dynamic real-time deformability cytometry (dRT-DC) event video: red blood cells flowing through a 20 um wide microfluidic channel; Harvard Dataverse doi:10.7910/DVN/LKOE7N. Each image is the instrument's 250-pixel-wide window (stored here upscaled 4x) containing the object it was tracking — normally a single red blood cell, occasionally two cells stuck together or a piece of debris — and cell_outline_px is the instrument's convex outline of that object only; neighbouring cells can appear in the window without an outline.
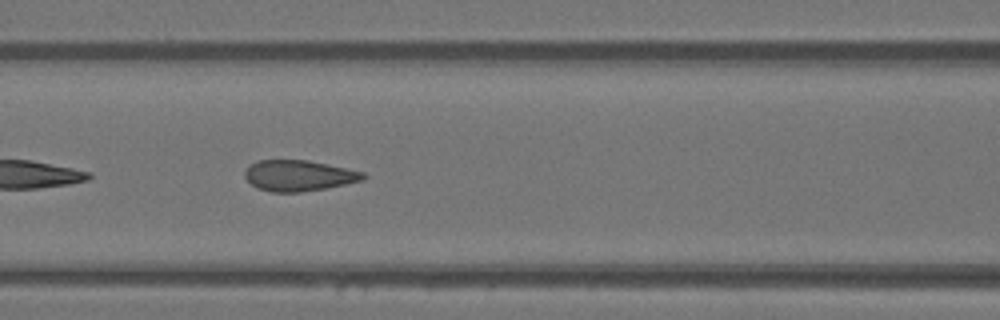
{"species": "Egyptian fruit bat (a non-hibernating species)", "species_latin": "Rousettus aegyptiacus", "temperature_condition": "warm", "stored_images_in_passage": 24, "camera_frame_rate_fps": 3000, "um_per_image_px": 0.085, "animal": {"sex": "female"}, "frame": {"image": 1, "passage_image": 21, "time_ms": 6.667, "image_size_px": [1000, 320], "cell_outline_px": [[368, 176], [364, 180], [324, 188], [300, 192], [272, 192], [256, 188], [244, 176], [244, 172], [256, 160], [308, 160], [364, 172]], "centroid_in_image_um": [25.4, 14.92], "position_along_channel_um": 141.2, "area_um2": 21.15}}